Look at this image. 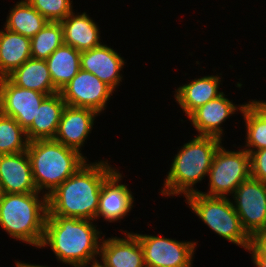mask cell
<instances>
[{"label":"cell","instance_id":"obj_1","mask_svg":"<svg viewBox=\"0 0 266 267\" xmlns=\"http://www.w3.org/2000/svg\"><path fill=\"white\" fill-rule=\"evenodd\" d=\"M97 226L89 219L47 216L39 249L50 247L57 262L66 266L96 267L103 237Z\"/></svg>","mask_w":266,"mask_h":267},{"label":"cell","instance_id":"obj_2","mask_svg":"<svg viewBox=\"0 0 266 267\" xmlns=\"http://www.w3.org/2000/svg\"><path fill=\"white\" fill-rule=\"evenodd\" d=\"M111 161H87L47 196L48 215L95 221L105 179L116 169Z\"/></svg>","mask_w":266,"mask_h":267},{"label":"cell","instance_id":"obj_3","mask_svg":"<svg viewBox=\"0 0 266 267\" xmlns=\"http://www.w3.org/2000/svg\"><path fill=\"white\" fill-rule=\"evenodd\" d=\"M222 139L214 136L195 135L178 148L171 160L170 170L163 180L160 194L166 197L198 193L197 183L206 180L214 154L222 144ZM195 186V187H194Z\"/></svg>","mask_w":266,"mask_h":267},{"label":"cell","instance_id":"obj_4","mask_svg":"<svg viewBox=\"0 0 266 267\" xmlns=\"http://www.w3.org/2000/svg\"><path fill=\"white\" fill-rule=\"evenodd\" d=\"M48 215L42 193H5L0 201V228L15 241L40 248Z\"/></svg>","mask_w":266,"mask_h":267},{"label":"cell","instance_id":"obj_5","mask_svg":"<svg viewBox=\"0 0 266 267\" xmlns=\"http://www.w3.org/2000/svg\"><path fill=\"white\" fill-rule=\"evenodd\" d=\"M26 151L35 186L45 196L51 194L88 161L83 153L54 139L31 141Z\"/></svg>","mask_w":266,"mask_h":267},{"label":"cell","instance_id":"obj_6","mask_svg":"<svg viewBox=\"0 0 266 267\" xmlns=\"http://www.w3.org/2000/svg\"><path fill=\"white\" fill-rule=\"evenodd\" d=\"M186 204L195 215L222 239L248 249L252 238L243 229L229 197L207 196L193 193L185 197Z\"/></svg>","mask_w":266,"mask_h":267},{"label":"cell","instance_id":"obj_7","mask_svg":"<svg viewBox=\"0 0 266 267\" xmlns=\"http://www.w3.org/2000/svg\"><path fill=\"white\" fill-rule=\"evenodd\" d=\"M221 144L214 154L208 172L207 196L230 197L236 188L251 177L250 154L241 146L238 150H227Z\"/></svg>","mask_w":266,"mask_h":267},{"label":"cell","instance_id":"obj_8","mask_svg":"<svg viewBox=\"0 0 266 267\" xmlns=\"http://www.w3.org/2000/svg\"><path fill=\"white\" fill-rule=\"evenodd\" d=\"M132 233L142 246L146 267H193L198 241H178L160 234Z\"/></svg>","mask_w":266,"mask_h":267},{"label":"cell","instance_id":"obj_9","mask_svg":"<svg viewBox=\"0 0 266 267\" xmlns=\"http://www.w3.org/2000/svg\"><path fill=\"white\" fill-rule=\"evenodd\" d=\"M231 197L246 233L251 238L264 234L266 232V183L250 177L236 188Z\"/></svg>","mask_w":266,"mask_h":267},{"label":"cell","instance_id":"obj_10","mask_svg":"<svg viewBox=\"0 0 266 267\" xmlns=\"http://www.w3.org/2000/svg\"><path fill=\"white\" fill-rule=\"evenodd\" d=\"M59 92L66 105L90 108L100 115L105 113L114 93L97 76L81 69Z\"/></svg>","mask_w":266,"mask_h":267},{"label":"cell","instance_id":"obj_11","mask_svg":"<svg viewBox=\"0 0 266 267\" xmlns=\"http://www.w3.org/2000/svg\"><path fill=\"white\" fill-rule=\"evenodd\" d=\"M122 180L123 173L118 168L105 179L99 195L95 223L101 217L103 221H108V223H118L128 215L130 216L135 205V198L128 184H122Z\"/></svg>","mask_w":266,"mask_h":267},{"label":"cell","instance_id":"obj_12","mask_svg":"<svg viewBox=\"0 0 266 267\" xmlns=\"http://www.w3.org/2000/svg\"><path fill=\"white\" fill-rule=\"evenodd\" d=\"M225 92L203 106L196 109L189 117L188 121L193 125L198 135L214 136L224 139V128L222 127L231 116H235L247 102L235 104L233 100L226 97Z\"/></svg>","mask_w":266,"mask_h":267},{"label":"cell","instance_id":"obj_13","mask_svg":"<svg viewBox=\"0 0 266 267\" xmlns=\"http://www.w3.org/2000/svg\"><path fill=\"white\" fill-rule=\"evenodd\" d=\"M119 231L124 235L122 238H106L103 233L96 267H146L138 238L131 231Z\"/></svg>","mask_w":266,"mask_h":267},{"label":"cell","instance_id":"obj_14","mask_svg":"<svg viewBox=\"0 0 266 267\" xmlns=\"http://www.w3.org/2000/svg\"><path fill=\"white\" fill-rule=\"evenodd\" d=\"M126 59L104 42L95 48L81 51V70L90 72L107 84L114 92L121 86Z\"/></svg>","mask_w":266,"mask_h":267},{"label":"cell","instance_id":"obj_15","mask_svg":"<svg viewBox=\"0 0 266 267\" xmlns=\"http://www.w3.org/2000/svg\"><path fill=\"white\" fill-rule=\"evenodd\" d=\"M1 90L3 114L13 117L26 131L47 94L18 87L7 77L1 78Z\"/></svg>","mask_w":266,"mask_h":267},{"label":"cell","instance_id":"obj_16","mask_svg":"<svg viewBox=\"0 0 266 267\" xmlns=\"http://www.w3.org/2000/svg\"><path fill=\"white\" fill-rule=\"evenodd\" d=\"M97 116L100 114L93 109L66 105L54 140L82 153Z\"/></svg>","mask_w":266,"mask_h":267},{"label":"cell","instance_id":"obj_17","mask_svg":"<svg viewBox=\"0 0 266 267\" xmlns=\"http://www.w3.org/2000/svg\"><path fill=\"white\" fill-rule=\"evenodd\" d=\"M222 79L221 73L208 74L200 78L190 79V82L188 81L175 88V91H173L175 102L187 118L196 109L224 93L220 89L221 82L224 81Z\"/></svg>","mask_w":266,"mask_h":267},{"label":"cell","instance_id":"obj_18","mask_svg":"<svg viewBox=\"0 0 266 267\" xmlns=\"http://www.w3.org/2000/svg\"><path fill=\"white\" fill-rule=\"evenodd\" d=\"M0 182L7 194L38 192L27 151L0 155Z\"/></svg>","mask_w":266,"mask_h":267},{"label":"cell","instance_id":"obj_19","mask_svg":"<svg viewBox=\"0 0 266 267\" xmlns=\"http://www.w3.org/2000/svg\"><path fill=\"white\" fill-rule=\"evenodd\" d=\"M63 29L64 44L76 50L85 51L100 46L101 30L96 21L87 12L73 10L64 20L60 21Z\"/></svg>","mask_w":266,"mask_h":267},{"label":"cell","instance_id":"obj_20","mask_svg":"<svg viewBox=\"0 0 266 267\" xmlns=\"http://www.w3.org/2000/svg\"><path fill=\"white\" fill-rule=\"evenodd\" d=\"M65 106L60 92L47 95L40 104L32 125L26 130L29 142L54 139Z\"/></svg>","mask_w":266,"mask_h":267},{"label":"cell","instance_id":"obj_21","mask_svg":"<svg viewBox=\"0 0 266 267\" xmlns=\"http://www.w3.org/2000/svg\"><path fill=\"white\" fill-rule=\"evenodd\" d=\"M31 57V40L3 27L0 29V78L7 77Z\"/></svg>","mask_w":266,"mask_h":267},{"label":"cell","instance_id":"obj_22","mask_svg":"<svg viewBox=\"0 0 266 267\" xmlns=\"http://www.w3.org/2000/svg\"><path fill=\"white\" fill-rule=\"evenodd\" d=\"M7 78L16 86L51 95L59 92L53 85L46 60L30 58Z\"/></svg>","mask_w":266,"mask_h":267},{"label":"cell","instance_id":"obj_23","mask_svg":"<svg viewBox=\"0 0 266 267\" xmlns=\"http://www.w3.org/2000/svg\"><path fill=\"white\" fill-rule=\"evenodd\" d=\"M80 55L81 51L63 43L46 59L52 83L58 91L81 69Z\"/></svg>","mask_w":266,"mask_h":267},{"label":"cell","instance_id":"obj_24","mask_svg":"<svg viewBox=\"0 0 266 267\" xmlns=\"http://www.w3.org/2000/svg\"><path fill=\"white\" fill-rule=\"evenodd\" d=\"M8 12L4 28L30 39L49 22L27 0L17 1Z\"/></svg>","mask_w":266,"mask_h":267},{"label":"cell","instance_id":"obj_25","mask_svg":"<svg viewBox=\"0 0 266 267\" xmlns=\"http://www.w3.org/2000/svg\"><path fill=\"white\" fill-rule=\"evenodd\" d=\"M31 57L46 60L63 41V29L60 22L49 21L31 39Z\"/></svg>","mask_w":266,"mask_h":267},{"label":"cell","instance_id":"obj_26","mask_svg":"<svg viewBox=\"0 0 266 267\" xmlns=\"http://www.w3.org/2000/svg\"><path fill=\"white\" fill-rule=\"evenodd\" d=\"M29 140L26 131L10 116H0V155L15 154L27 150Z\"/></svg>","mask_w":266,"mask_h":267},{"label":"cell","instance_id":"obj_27","mask_svg":"<svg viewBox=\"0 0 266 267\" xmlns=\"http://www.w3.org/2000/svg\"><path fill=\"white\" fill-rule=\"evenodd\" d=\"M240 114L244 119L243 124L244 128H246V133L243 143L245 145L239 146L244 148L249 154L266 148V121L248 103H246Z\"/></svg>","mask_w":266,"mask_h":267},{"label":"cell","instance_id":"obj_28","mask_svg":"<svg viewBox=\"0 0 266 267\" xmlns=\"http://www.w3.org/2000/svg\"><path fill=\"white\" fill-rule=\"evenodd\" d=\"M48 21L60 22L73 10V0H27Z\"/></svg>","mask_w":266,"mask_h":267},{"label":"cell","instance_id":"obj_29","mask_svg":"<svg viewBox=\"0 0 266 267\" xmlns=\"http://www.w3.org/2000/svg\"><path fill=\"white\" fill-rule=\"evenodd\" d=\"M255 267H266V235L253 237L247 249Z\"/></svg>","mask_w":266,"mask_h":267},{"label":"cell","instance_id":"obj_30","mask_svg":"<svg viewBox=\"0 0 266 267\" xmlns=\"http://www.w3.org/2000/svg\"><path fill=\"white\" fill-rule=\"evenodd\" d=\"M251 178L266 183V148L250 154Z\"/></svg>","mask_w":266,"mask_h":267},{"label":"cell","instance_id":"obj_31","mask_svg":"<svg viewBox=\"0 0 266 267\" xmlns=\"http://www.w3.org/2000/svg\"><path fill=\"white\" fill-rule=\"evenodd\" d=\"M247 103L266 121V100L249 99Z\"/></svg>","mask_w":266,"mask_h":267},{"label":"cell","instance_id":"obj_32","mask_svg":"<svg viewBox=\"0 0 266 267\" xmlns=\"http://www.w3.org/2000/svg\"><path fill=\"white\" fill-rule=\"evenodd\" d=\"M24 267H51V266H47V265H40V264H32L30 262H24Z\"/></svg>","mask_w":266,"mask_h":267},{"label":"cell","instance_id":"obj_33","mask_svg":"<svg viewBox=\"0 0 266 267\" xmlns=\"http://www.w3.org/2000/svg\"><path fill=\"white\" fill-rule=\"evenodd\" d=\"M3 114V105H2V90H1V78H0V116Z\"/></svg>","mask_w":266,"mask_h":267},{"label":"cell","instance_id":"obj_34","mask_svg":"<svg viewBox=\"0 0 266 267\" xmlns=\"http://www.w3.org/2000/svg\"><path fill=\"white\" fill-rule=\"evenodd\" d=\"M4 195H5V192H4V189H3V185L0 182V201L3 199Z\"/></svg>","mask_w":266,"mask_h":267},{"label":"cell","instance_id":"obj_35","mask_svg":"<svg viewBox=\"0 0 266 267\" xmlns=\"http://www.w3.org/2000/svg\"><path fill=\"white\" fill-rule=\"evenodd\" d=\"M14 262H15V267H24V261H18L17 259V261L14 260Z\"/></svg>","mask_w":266,"mask_h":267}]
</instances>
